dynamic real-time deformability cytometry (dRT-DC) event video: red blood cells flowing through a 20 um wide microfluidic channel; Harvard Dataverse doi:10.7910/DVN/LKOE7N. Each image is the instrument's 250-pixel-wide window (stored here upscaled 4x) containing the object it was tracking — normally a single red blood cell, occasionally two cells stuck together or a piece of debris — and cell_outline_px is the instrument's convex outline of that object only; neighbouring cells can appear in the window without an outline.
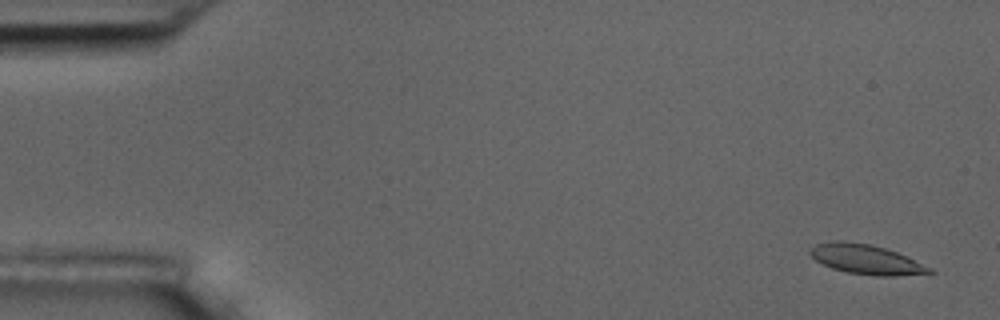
{"species": "common noctule bat (a hibernating species)", "species_latin": "Nyctalus noctula", "temperature_condition": "room temperature", "stored_images_in_passage": 5, "camera_frame_rate_fps": 3000, "um_per_image_px": 0.085, "animal": {"sex": "male", "body_mass_g": 17.5, "forearm_length_mm": 52.3}, "frame": {"image": 1, "passage_image": 1, "time_ms": 0.0, "image_size_px": [1000, 320], "cell_outline_px": [[936, 272], [896, 276], [876, 276], [848, 272], [832, 268], [816, 260], [808, 252], [808, 248], [816, 244], [832, 240], [844, 240], [872, 244], [896, 252], [932, 268]], "centroid_in_image_um": [73.58, 22.03], "position_along_channel_um": 11.4, "area_um2": 20.63}}
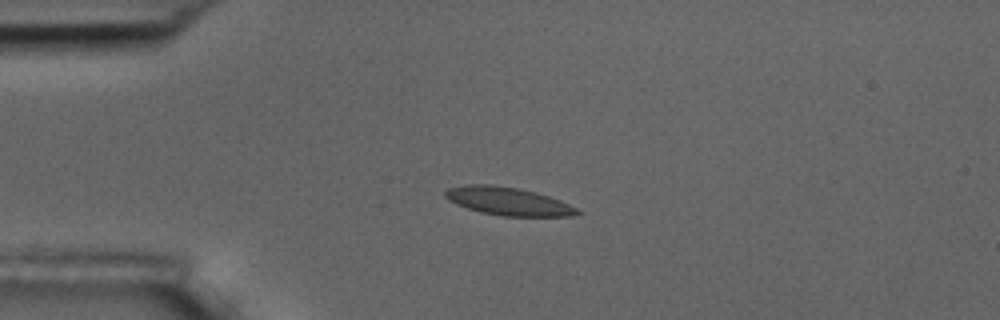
{"frame": {"image": 2, "passage_image": 4, "time_ms": 3.667, "image_size_px": [1000, 320], "cell_outline_px": [[584, 212], [572, 216], [504, 216], [480, 212], [456, 204], [448, 200], [444, 196], [444, 192], [448, 188], [464, 184], [492, 184], [520, 188], [536, 192], [560, 200]], "centroid_in_image_um": [43.17, 17.09], "position_along_channel_um": 41.8, "area_um2": 21.73}}